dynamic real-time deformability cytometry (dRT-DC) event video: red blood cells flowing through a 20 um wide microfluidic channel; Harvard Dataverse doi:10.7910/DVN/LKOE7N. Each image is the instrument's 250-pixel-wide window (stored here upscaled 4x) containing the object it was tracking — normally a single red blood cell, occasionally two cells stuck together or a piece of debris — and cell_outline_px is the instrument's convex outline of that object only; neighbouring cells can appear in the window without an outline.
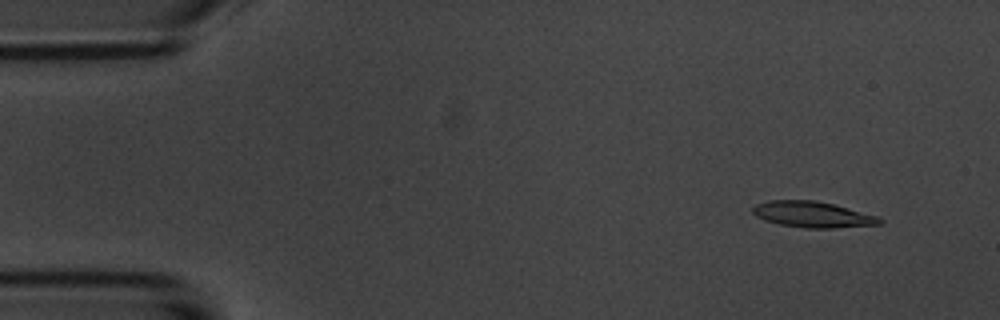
{"species": "common noctule bat (a hibernating species)", "species_latin": "Nyctalus noctula", "temperature_condition": "room temperature", "stored_images_in_passage": 6, "camera_frame_rate_fps": 3000, "um_per_image_px": 0.085, "animal": {"sex": "male", "body_mass_g": 20.1, "forearm_length_mm": 53.5}, "frame": {"image": 1, "passage_image": 2, "time_ms": 1.333, "image_size_px": [1000, 320], "cell_outline_px": [[884, 220], [880, 224], [832, 228], [804, 228], [780, 224], [764, 220], [756, 216], [752, 212], [752, 208], [756, 204], [768, 200], [812, 200], [832, 204], [876, 216]], "centroid_in_image_um": [69.02, 18.23], "position_along_channel_um": 16.0, "area_um2": 18.96}}
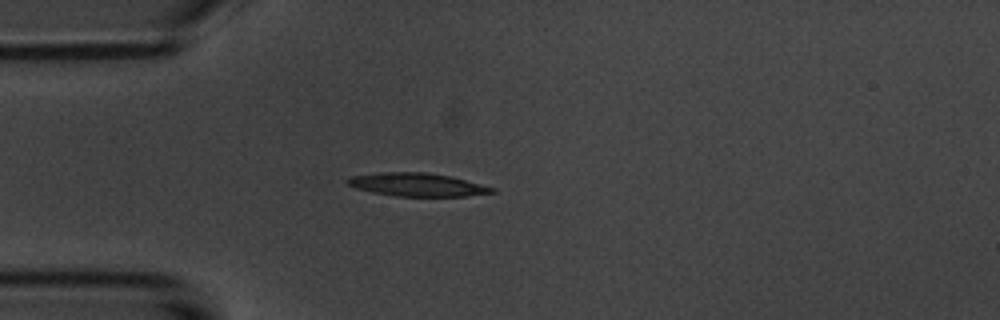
{"frame": {"image": 2, "passage_image": 5, "time_ms": 4.667, "image_size_px": [1000, 320], "cell_outline_px": [[496, 192], [464, 196], [396, 196], [372, 192], [356, 188], [348, 184], [344, 180], [352, 176], [380, 172], [424, 172], [452, 176], [496, 188]], "centroid_in_image_um": [35.47, 15.69], "position_along_channel_um": 49.5, "area_um2": 19.54}}